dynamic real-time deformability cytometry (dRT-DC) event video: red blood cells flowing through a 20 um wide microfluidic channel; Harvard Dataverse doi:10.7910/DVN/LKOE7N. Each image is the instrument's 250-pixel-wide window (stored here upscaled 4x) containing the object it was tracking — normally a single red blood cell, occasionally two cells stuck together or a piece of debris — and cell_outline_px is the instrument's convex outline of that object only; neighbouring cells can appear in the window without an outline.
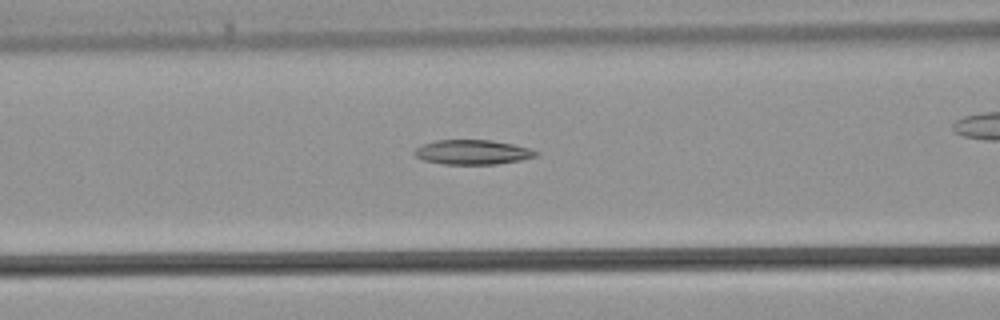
{"species": "common noctule bat (a hibernating species)", "species_latin": "Nyctalus noctula", "temperature_condition": "warm", "stored_images_in_passage": 20, "camera_frame_rate_fps": 3000, "um_per_image_px": 0.085, "animal": {"sex": "male", "body_mass_g": 21.5, "forearm_length_mm": 52.0}, "frame": {"image": 1, "passage_image": 4, "time_ms": 1.0, "image_size_px": [1000, 320], "cell_outline_px": [[540, 152], [536, 156], [520, 160], [496, 164], [444, 164], [424, 160], [416, 156], [412, 152], [420, 144], [436, 140], [492, 140], [512, 144], [528, 148]], "centroid_in_image_um": [40.13, 12.93], "position_along_channel_um": 126.5, "area_um2": 17.4}}
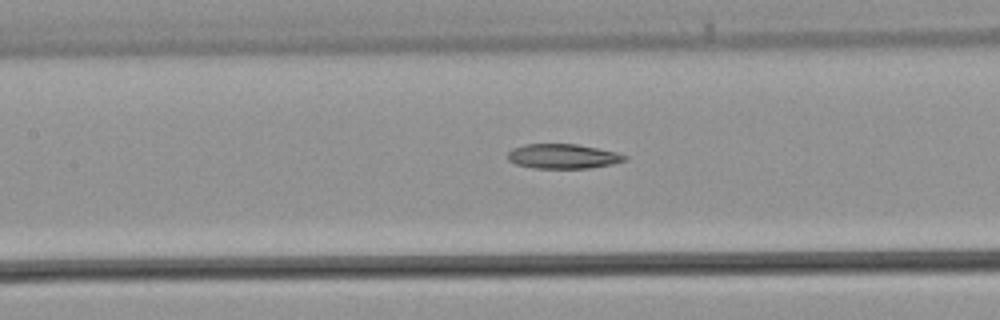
{"frame": {"image": 2, "passage_image": 6, "time_ms": 1.667, "image_size_px": [1000, 320], "cell_outline_px": [[628, 160], [612, 164], [588, 168], [532, 168], [516, 164], [508, 160], [508, 152], [512, 148], [524, 144], [576, 144], [616, 152], [628, 156]], "centroid_in_image_um": [47.84, 13.28], "position_along_channel_um": 159.6, "area_um2": 16.82}}
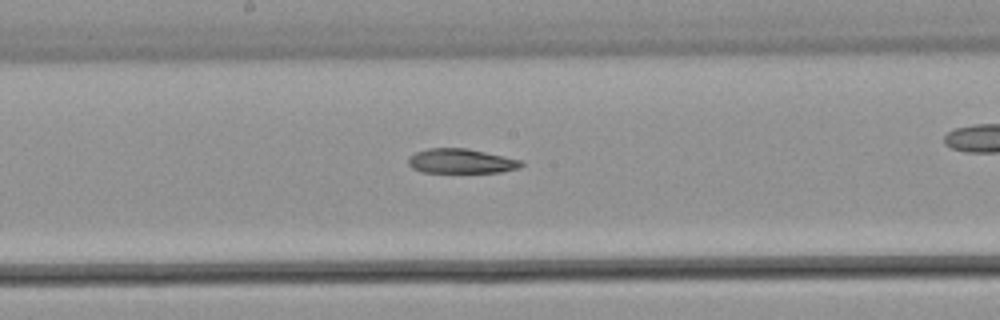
{"frame": {"image": 3, "passage_image": 9, "time_ms": 2.667, "image_size_px": [1000, 320], "cell_outline_px": [[524, 164], [520, 168], [500, 172], [420, 172], [412, 168], [408, 164], [408, 156], [416, 152], [428, 148], [464, 148], [524, 160]], "centroid_in_image_um": [39.19, 13.7], "position_along_channel_um": 209.0, "area_um2": 16.24}}